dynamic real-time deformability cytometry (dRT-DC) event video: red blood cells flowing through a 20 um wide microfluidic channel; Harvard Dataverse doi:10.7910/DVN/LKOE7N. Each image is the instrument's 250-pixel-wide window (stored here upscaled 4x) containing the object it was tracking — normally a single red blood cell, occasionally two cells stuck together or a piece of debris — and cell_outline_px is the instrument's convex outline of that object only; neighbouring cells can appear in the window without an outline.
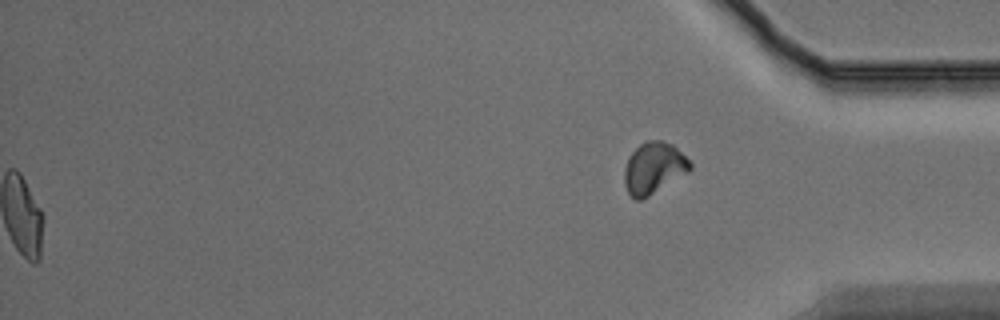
{"species": "Egyptian fruit bat (a non-hibernating species)", "species_latin": "Rousettus aegyptiacus", "temperature_condition": "warm", "stored_images_in_passage": 43, "segment_of_instrument_passage": [2, 2], "camera_frame_rate_fps": 3000, "um_per_image_px": 0.085, "animal": {"sex": "male"}, "frame": {"image": 1, "passage_image": 43, "time_ms": 14.0, "image_size_px": [1000, 320], "cell_outline_px": [[692, 168], [688, 172], [648, 196], [640, 200], [636, 200], [628, 192], [624, 184], [624, 168], [628, 156], [640, 144], [648, 140], [660, 140], [672, 144], [692, 164]], "centroid_in_image_um": [55.54, 14.27], "position_along_channel_um": 379.7, "area_um2": 19.48}}